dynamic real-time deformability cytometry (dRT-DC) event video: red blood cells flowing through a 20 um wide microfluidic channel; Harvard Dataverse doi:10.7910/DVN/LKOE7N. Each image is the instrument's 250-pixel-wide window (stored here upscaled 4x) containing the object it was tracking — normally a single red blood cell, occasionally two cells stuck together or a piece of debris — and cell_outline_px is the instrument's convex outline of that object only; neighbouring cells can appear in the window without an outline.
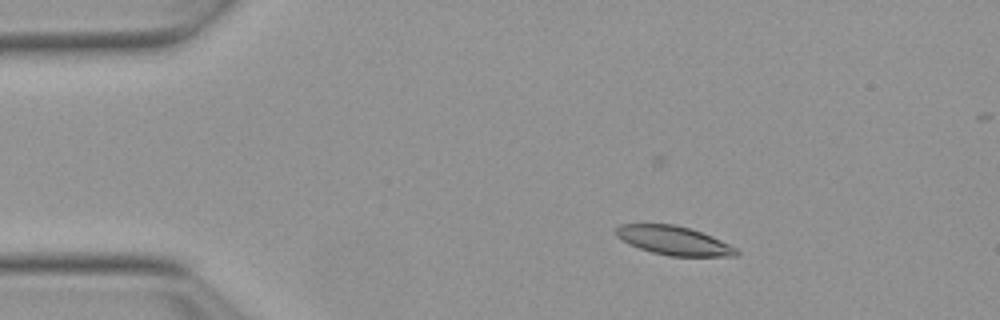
{"species": "Egyptian fruit bat (a non-hibernating species)", "species_latin": "Rousettus aegyptiacus", "temperature_condition": "warm", "stored_images_in_passage": 53, "camera_frame_rate_fps": 3000, "um_per_image_px": 0.085, "animal": {"sex": "female"}, "frame": {"image": 1, "passage_image": 8, "time_ms": 2.333, "image_size_px": [1000, 320], "cell_outline_px": [[740, 252], [736, 256], [668, 256], [652, 252], [640, 248], [616, 236], [616, 228], [620, 224], [676, 224], [712, 236], [736, 248]], "centroid_in_image_um": [57.29, 20.45], "position_along_channel_um": 27.7, "area_um2": 19.94}}
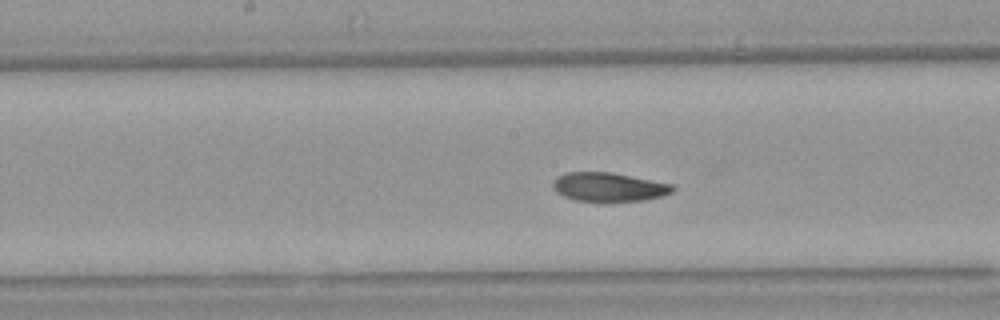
{"frame": {"image": 2, "passage_image": 26, "time_ms": 8.333, "image_size_px": [1000, 320], "cell_outline_px": [[676, 188], [672, 192], [660, 196], [644, 200], [576, 200], [564, 196], [556, 192], [552, 188], [552, 184], [556, 176], [564, 172], [612, 172], [672, 184]], "centroid_in_image_um": [51.71, 15.86], "position_along_channel_um": 196.5, "area_um2": 19.88}}
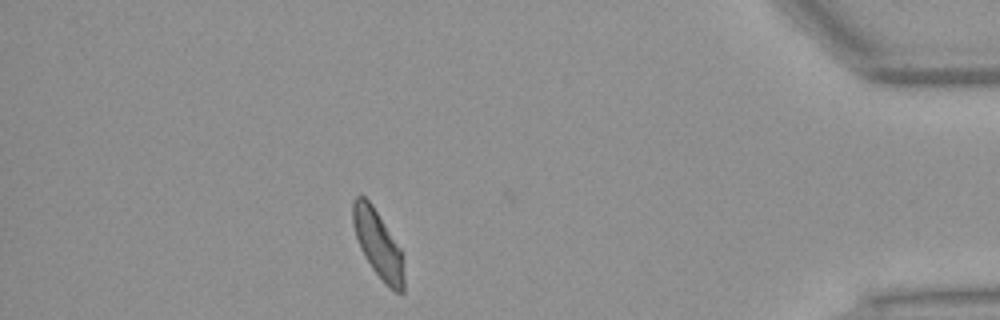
{"frame": {"image": 3, "passage_image": 46, "time_ms": 15.0, "image_size_px": [1000, 320], "cell_outline_px": [[404, 292], [396, 292], [372, 268], [364, 256], [360, 248], [352, 224], [352, 204], [356, 196], [364, 196], [372, 204], [400, 248], [404, 276]], "centroid_in_image_um": [32.1, 20.7], "position_along_channel_um": 403.1, "area_um2": 19.54}, "authors_computed_cell_mechanics": {"area_um2": 20.4612, "velocity_mm_per_s": 3.8187, "shape_relaxation_time_tau1_ms": 4.7303, "shape_relaxation_time_tau2_ms": 2.6242, "deformation_change_tau1": 0.1486, "deformation_change_tau2": 0.0814}}